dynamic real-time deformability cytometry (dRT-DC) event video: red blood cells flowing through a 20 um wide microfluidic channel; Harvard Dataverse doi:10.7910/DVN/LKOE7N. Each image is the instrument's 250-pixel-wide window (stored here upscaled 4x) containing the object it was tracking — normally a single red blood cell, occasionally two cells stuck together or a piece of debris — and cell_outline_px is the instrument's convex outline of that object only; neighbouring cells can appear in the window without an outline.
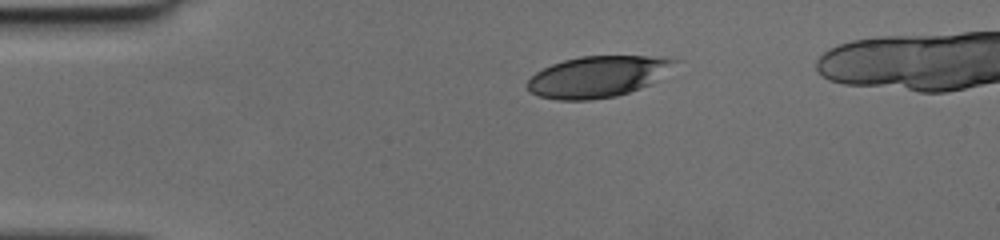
{"species": "human", "species_latin": "Homo sapiens", "temperature_condition": "cold", "stored_images_in_passage": 38, "camera_frame_rate_fps": 3000, "um_per_image_px": 0.085, "donor": {"sex": "female"}, "frame": {"image": 1, "passage_image": 1, "time_ms": 0.0, "image_size_px": [1000, 240], "cell_outline_px": [[680, 60], [648, 84], [640, 88], [616, 96], [592, 100], [556, 100], [536, 96], [528, 92], [524, 84], [536, 72], [552, 64], [564, 60], [580, 56], [648, 56]], "centroid_in_image_um": [50.68, 6.53], "position_along_channel_um": 34.3, "area_um2": 35.08}}
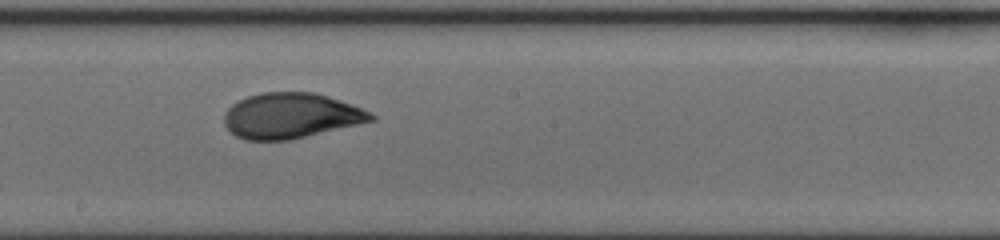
{"frame": {"image": 2, "passage_image": 18, "time_ms": 5.667, "image_size_px": [1000, 240], "cell_outline_px": [[376, 120], [288, 140], [244, 140], [236, 136], [224, 124], [224, 116], [228, 108], [232, 104], [248, 96], [260, 92], [312, 92], [328, 96], [340, 100], [360, 108], [376, 116]], "centroid_in_image_um": [24.7, 9.83], "position_along_channel_um": 223.5, "area_um2": 38.49}}
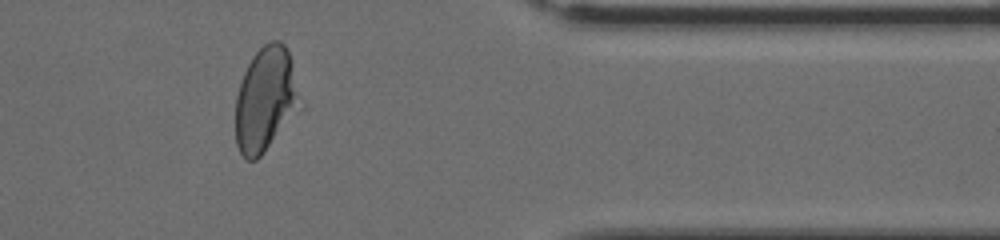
{"frame": {"image": 3, "passage_image": 31, "time_ms": 10.0, "image_size_px": [1000, 240], "cell_outline_px": [[304, 104], [300, 112], [264, 152], [256, 160], [248, 160], [240, 152], [236, 144], [236, 96], [244, 72], [252, 56], [264, 44], [272, 40], [280, 40], [288, 48]], "centroid_in_image_um": [22.64, 8.45], "position_along_channel_um": 388.8, "area_um2": 40.06}}